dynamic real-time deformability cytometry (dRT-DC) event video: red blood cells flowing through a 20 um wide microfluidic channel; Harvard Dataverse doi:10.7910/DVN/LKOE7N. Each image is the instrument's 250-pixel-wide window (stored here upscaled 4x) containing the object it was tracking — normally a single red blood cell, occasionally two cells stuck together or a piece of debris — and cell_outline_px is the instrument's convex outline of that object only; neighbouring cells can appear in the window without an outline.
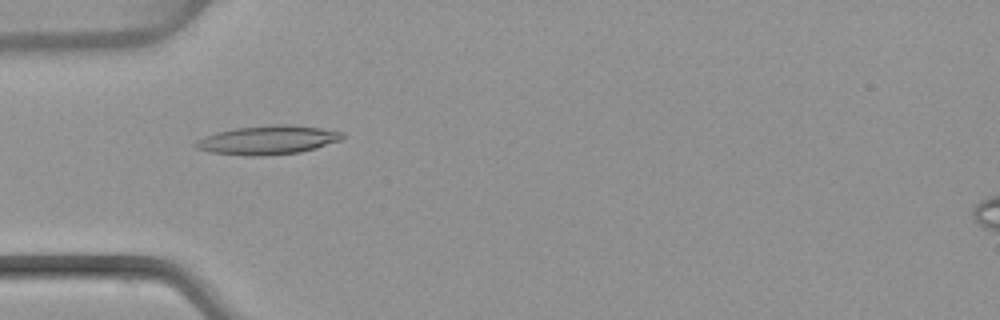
{"species": "common noctule bat (a hibernating species)", "species_latin": "Nyctalus noctula", "temperature_condition": "warm", "stored_images_in_passage": 51, "camera_frame_rate_fps": 3000, "um_per_image_px": 0.085, "animal": {"sex": "female", "body_mass_g": 22.7, "forearm_length_mm": 54.2}, "frame": {"image": 1, "passage_image": 16, "time_ms": 5.0, "image_size_px": [1000, 320], "cell_outline_px": [[344, 136], [340, 140], [316, 148], [300, 152], [264, 156], [248, 156], [212, 152], [196, 148], [192, 144], [196, 140], [204, 136], [236, 128], [272, 124], [288, 124], [320, 128], [344, 132]], "centroid_in_image_um": [22.76, 11.9], "position_along_channel_um": 62.2, "area_um2": 24.62}}
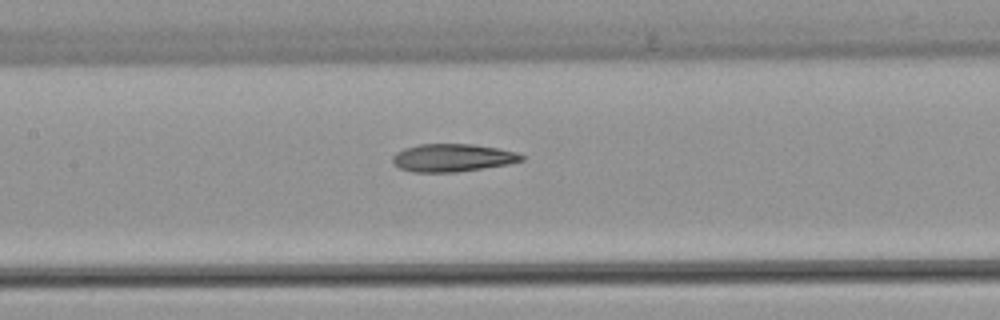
{"frame": {"image": 2, "passage_image": 24, "time_ms": 7.667, "image_size_px": [1000, 320], "cell_outline_px": [[524, 160], [508, 164], [456, 172], [412, 172], [400, 168], [392, 160], [392, 156], [396, 152], [404, 148], [420, 144], [472, 144], [496, 148], [516, 152], [524, 156]], "centroid_in_image_um": [38.45, 13.41], "position_along_channel_um": 169.0, "area_um2": 20.75}}
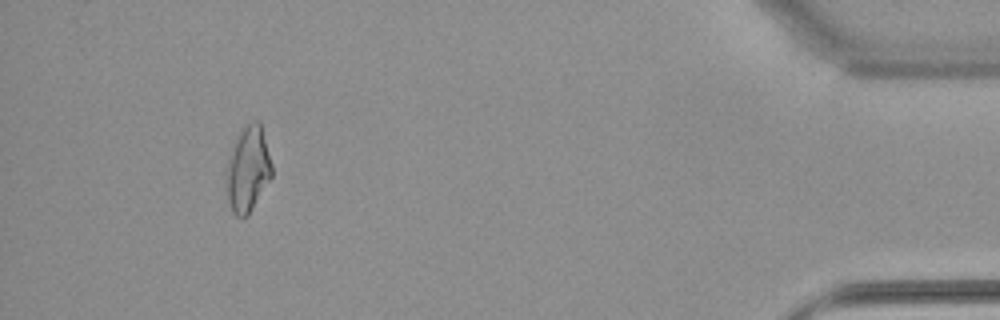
{"frame": {"image": 3, "passage_image": 47, "time_ms": 15.333, "image_size_px": [1000, 320], "cell_outline_px": [[272, 176], [248, 216], [236, 216], [232, 212], [228, 196], [224, 172], [232, 144], [236, 136], [252, 120], [260, 120], [272, 164]], "centroid_in_image_um": [21.06, 14.36], "position_along_channel_um": 414.1, "area_um2": 22.89}, "authors_computed_cell_mechanics": {"area_um2": 21.7906, "velocity_mm_per_s": 4.0549, "shape_relaxation_time_tau1_ms": null, "shape_relaxation_time_tau2_ms": 2.9562, "deformation_change_tau1": null, "deformation_change_tau2": 0.1233}}